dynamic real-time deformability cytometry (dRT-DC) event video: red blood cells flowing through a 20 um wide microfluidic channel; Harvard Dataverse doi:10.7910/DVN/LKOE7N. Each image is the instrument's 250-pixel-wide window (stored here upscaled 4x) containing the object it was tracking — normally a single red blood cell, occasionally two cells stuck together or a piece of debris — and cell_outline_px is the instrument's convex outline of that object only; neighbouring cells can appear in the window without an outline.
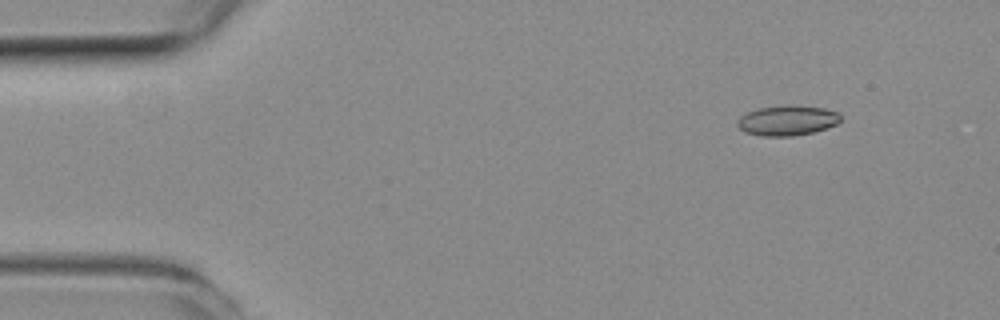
{"species": "common noctule bat (a hibernating species)", "species_latin": "Nyctalus noctula", "temperature_condition": "room temperature", "stored_images_in_passage": 47, "camera_frame_rate_fps": 3000, "um_per_image_px": 0.085, "animal": {"sex": "female", "body_mass_g": 19.3, "forearm_length_mm": 54.1}, "frame": {"image": 1, "passage_image": 1, "time_ms": 0.0, "image_size_px": [1000, 320], "cell_outline_px": [[840, 120], [836, 124], [812, 132], [792, 136], [760, 136], [744, 132], [736, 124], [736, 120], [740, 116], [748, 112], [760, 108], [788, 104], [824, 108], [840, 112]], "centroid_in_image_um": [66.89, 10.23], "position_along_channel_um": 18.1, "area_um2": 18.15}}
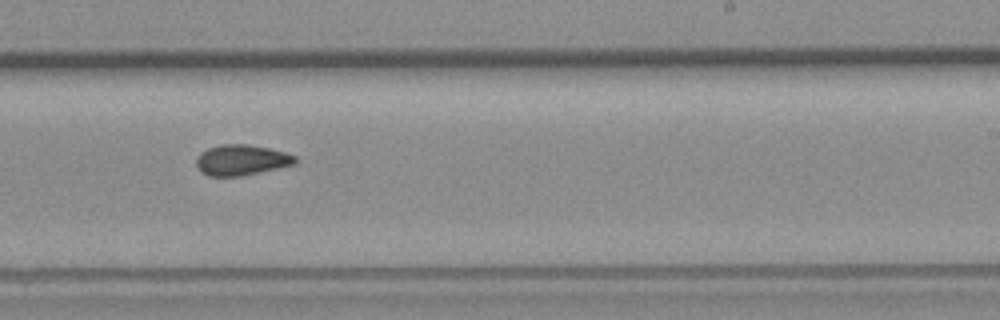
{"frame": {"image": 2, "passage_image": 27, "time_ms": 8.667, "image_size_px": [1000, 320], "cell_outline_px": [[296, 164], [240, 176], [208, 176], [200, 172], [196, 168], [196, 160], [200, 152], [208, 148], [220, 144], [248, 144], [268, 148], [284, 152], [296, 156]], "centroid_in_image_um": [20.48, 13.6], "position_along_channel_um": 268.5, "area_um2": 17.69}}
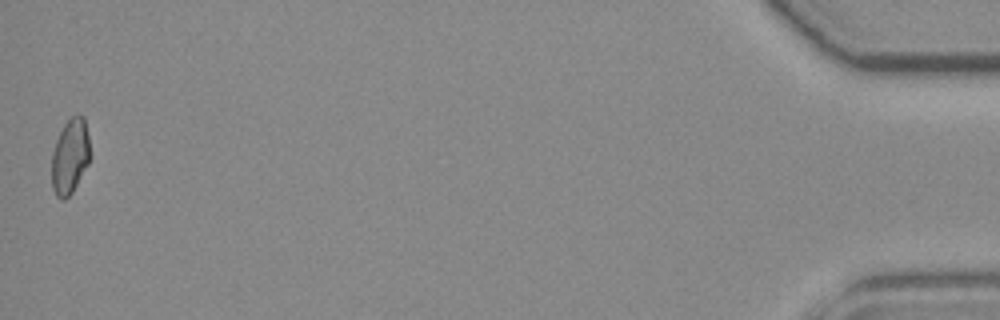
{"frame": {"image": 3, "passage_image": 47, "time_ms": 15.333, "image_size_px": [1000, 320], "cell_outline_px": [[88, 164], [72, 192], [64, 200], [60, 200], [56, 196], [52, 188], [52, 152], [56, 140], [64, 124], [72, 116], [80, 112], [84, 116], [88, 136]], "centroid_in_image_um": [5.93, 13.28], "position_along_channel_um": 429.3, "area_um2": 16.65}, "authors_computed_cell_mechanics": {"area_um2": 17.6868, "velocity_mm_per_s": 3.9536, "shape_relaxation_time_tau1_ms": null, "shape_relaxation_time_tau2_ms": 4.1381, "deformation_change_tau1": null, "deformation_change_tau2": 0.0982}}